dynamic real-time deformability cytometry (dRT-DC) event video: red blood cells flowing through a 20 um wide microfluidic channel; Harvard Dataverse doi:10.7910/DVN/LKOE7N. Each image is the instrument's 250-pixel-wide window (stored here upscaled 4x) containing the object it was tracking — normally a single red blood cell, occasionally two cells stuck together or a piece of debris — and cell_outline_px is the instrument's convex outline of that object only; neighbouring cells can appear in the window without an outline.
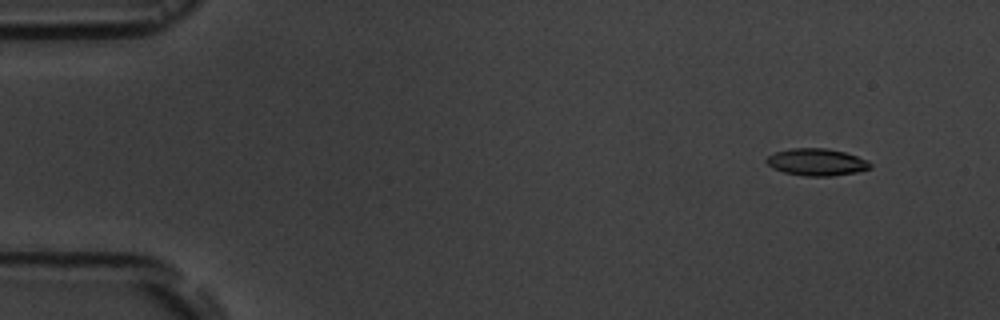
{"species": "common noctule bat (a hibernating species)", "species_latin": "Nyctalus noctula", "temperature_condition": "room temperature", "stored_images_in_passage": 5, "camera_frame_rate_fps": 3000, "um_per_image_px": 0.085, "animal": {"sex": "male", "body_mass_g": 19.5, "forearm_length_mm": 54.6}, "frame": {"image": 1, "passage_image": 1, "time_ms": 0.0, "image_size_px": [1000, 320], "cell_outline_px": [[872, 168], [856, 172], [832, 176], [804, 176], [784, 172], [772, 168], [764, 160], [768, 156], [776, 152], [792, 148], [824, 148], [844, 152], [868, 160], [872, 164]], "centroid_in_image_um": [69.42, 13.78], "position_along_channel_um": 15.6, "area_um2": 16.36}}